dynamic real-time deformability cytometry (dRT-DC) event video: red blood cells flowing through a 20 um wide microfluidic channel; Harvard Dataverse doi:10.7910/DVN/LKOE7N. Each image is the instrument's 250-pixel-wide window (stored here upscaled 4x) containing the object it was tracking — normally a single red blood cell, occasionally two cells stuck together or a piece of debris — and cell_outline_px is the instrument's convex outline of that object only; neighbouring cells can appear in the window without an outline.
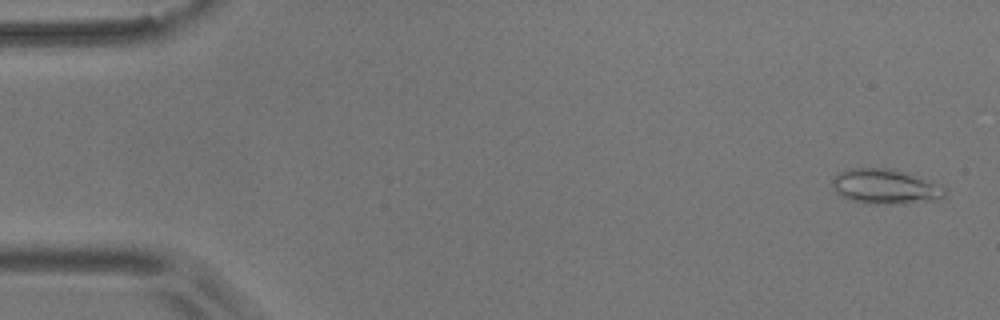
{"species": "common noctule bat (a hibernating species)", "species_latin": "Nyctalus noctula", "temperature_condition": "room temperature", "stored_images_in_passage": 53, "camera_frame_rate_fps": 3000, "um_per_image_px": 0.085, "animal": {"sex": "male", "body_mass_g": 17.9}, "frame": {"image": 1, "passage_image": 1, "time_ms": 0.0, "image_size_px": [1000, 320], "cell_outline_px": [[948, 192], [944, 196], [932, 200], [904, 204], [868, 204], [852, 200], [840, 196], [832, 188], [832, 180], [840, 172], [852, 168], [888, 168], [904, 172], [944, 188]], "centroid_in_image_um": [75.18, 15.88], "position_along_channel_um": 9.8, "area_um2": 22.54}}
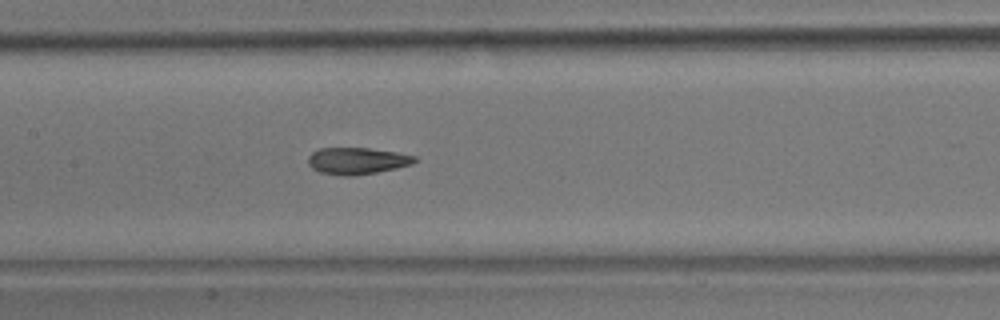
{"frame": {"image": 2, "passage_image": 25, "time_ms": 8.0, "image_size_px": [1000, 320], "cell_outline_px": [[420, 160], [412, 164], [396, 168], [376, 172], [352, 176], [344, 176], [320, 172], [312, 168], [308, 164], [308, 156], [312, 152], [320, 148], [368, 148], [396, 152], [416, 156]], "centroid_in_image_um": [30.36, 13.67], "position_along_channel_um": 177.0, "area_um2": 16.65}}
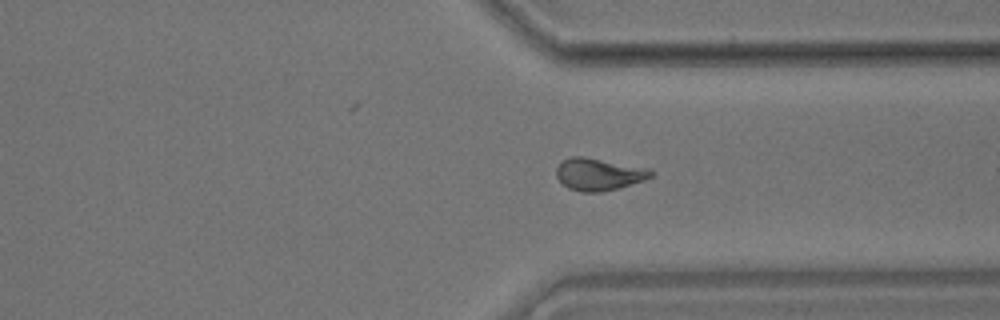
{"frame": {"image": 3, "passage_image": 40, "time_ms": 13.0, "image_size_px": [1000, 320], "cell_outline_px": [[652, 176], [644, 180], [620, 188], [600, 192], [580, 192], [568, 188], [556, 176], [556, 168], [560, 160], [572, 156], [584, 156], [644, 168], [652, 172]], "centroid_in_image_um": [50.82, 14.81], "position_along_channel_um": 360.6, "area_um2": 17.63}, "authors_computed_cell_mechanics": {"area_um2": 17.5134, "velocity_mm_per_s": 3.6796, "shape_relaxation_time_tau1_ms": 8.6613, "shape_relaxation_time_tau2_ms": 2.3592, "deformation_change_tau1": 0.23, "deformation_change_tau2": 0.0498}}